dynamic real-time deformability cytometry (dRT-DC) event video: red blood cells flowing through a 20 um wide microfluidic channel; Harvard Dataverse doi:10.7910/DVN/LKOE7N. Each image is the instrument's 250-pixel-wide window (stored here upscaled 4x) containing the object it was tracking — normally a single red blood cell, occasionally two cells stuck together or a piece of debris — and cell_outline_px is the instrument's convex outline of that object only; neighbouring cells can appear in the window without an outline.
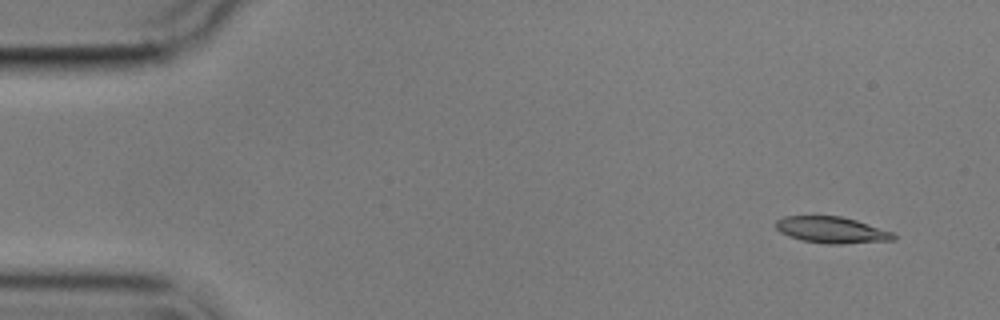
{"species": "common noctule bat (a hibernating species)", "species_latin": "Nyctalus noctula", "temperature_condition": "cold", "stored_images_in_passage": 5, "camera_frame_rate_fps": 3000, "um_per_image_px": 0.085, "animal": {"sex": "male", "body_mass_g": 17.9}, "frame": {"image": 1, "passage_image": 1, "time_ms": 0.0, "image_size_px": [1000, 320], "cell_outline_px": [[896, 240], [840, 244], [828, 244], [800, 240], [788, 236], [780, 232], [776, 228], [776, 220], [784, 216], [840, 216], [856, 220], [892, 232], [896, 236]], "centroid_in_image_um": [70.68, 19.55], "position_along_channel_um": 14.3, "area_um2": 18.09}}
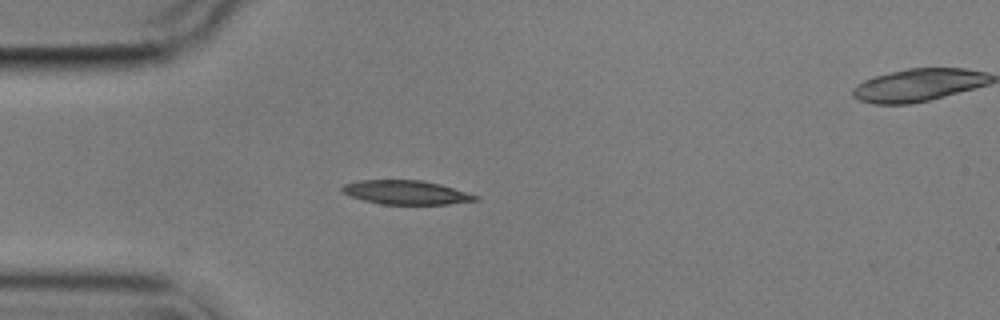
{"frame": {"image": 2, "passage_image": 4, "time_ms": 3.667, "image_size_px": [1000, 320], "cell_outline_px": [[480, 200], [448, 204], [380, 204], [364, 200], [352, 196], [344, 192], [340, 188], [344, 184], [360, 180], [424, 180], [440, 184], [480, 196]], "centroid_in_image_um": [34.56, 16.35], "position_along_channel_um": 50.4, "area_um2": 18.55}}